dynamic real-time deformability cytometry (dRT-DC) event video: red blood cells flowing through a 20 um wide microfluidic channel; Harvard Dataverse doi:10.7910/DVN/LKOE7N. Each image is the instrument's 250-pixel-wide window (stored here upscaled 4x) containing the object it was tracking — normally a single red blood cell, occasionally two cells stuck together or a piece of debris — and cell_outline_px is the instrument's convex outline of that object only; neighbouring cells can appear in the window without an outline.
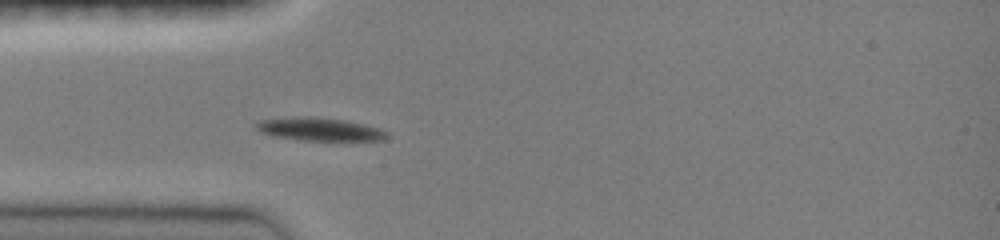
{"species": "common noctule bat (a hibernating species)", "species_latin": "Nyctalus noctula", "temperature_condition": "room temperature", "stored_images_in_passage": 43, "camera_frame_rate_fps": 3000, "um_per_image_px": 0.085, "animal": {"sex": "female", "body_mass_g": 19.0, "forearm_length_mm": 51.5}, "frame": {"image": 1, "passage_image": 1, "time_ms": 0.0, "image_size_px": [1000, 240], "cell_outline_px": [[388, 132], [384, 140], [296, 140], [272, 136], [260, 132], [256, 128], [256, 124], [260, 120], [296, 116], [316, 116], [344, 120], [364, 124], [380, 128]], "centroid_in_image_um": [27.13, 10.97], "position_along_channel_um": 57.9, "area_um2": 17.69}}
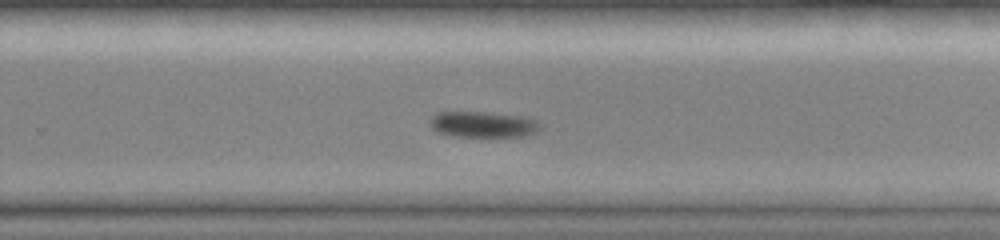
{"frame": {"image": 2, "passage_image": 23, "time_ms": 6.0, "image_size_px": [1000, 240], "cell_outline_px": [[544, 124], [536, 132], [524, 136], [456, 136], [440, 132], [432, 128], [428, 120], [436, 112], [484, 112], [524, 116], [536, 120]], "centroid_in_image_um": [41.09, 10.56], "position_along_channel_um": 288.7, "area_um2": 16.65}}
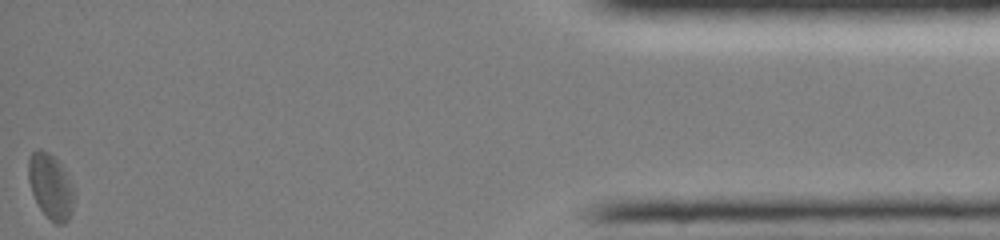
{"frame": {"image": 3, "passage_image": 43, "time_ms": 11.667, "image_size_px": [1000, 240], "cell_outline_px": [[72, 212], [68, 220], [64, 224], [56, 224], [40, 208], [32, 192], [28, 180], [28, 160], [32, 152], [36, 148], [40, 148], [48, 152], [60, 164], [72, 188]], "centroid_in_image_um": [4.26, 15.82], "position_along_channel_um": 430.9, "area_um2": 16.76}, "authors_computed_cell_mechanics": {"area_um2": 17.629, "velocity_mm_per_s": 3.8808, "shape_relaxation_time_tau1_ms": 2.8133, "shape_relaxation_time_tau2_ms": null, "deformation_change_tau1": 0.0994, "deformation_change_tau2": null}}